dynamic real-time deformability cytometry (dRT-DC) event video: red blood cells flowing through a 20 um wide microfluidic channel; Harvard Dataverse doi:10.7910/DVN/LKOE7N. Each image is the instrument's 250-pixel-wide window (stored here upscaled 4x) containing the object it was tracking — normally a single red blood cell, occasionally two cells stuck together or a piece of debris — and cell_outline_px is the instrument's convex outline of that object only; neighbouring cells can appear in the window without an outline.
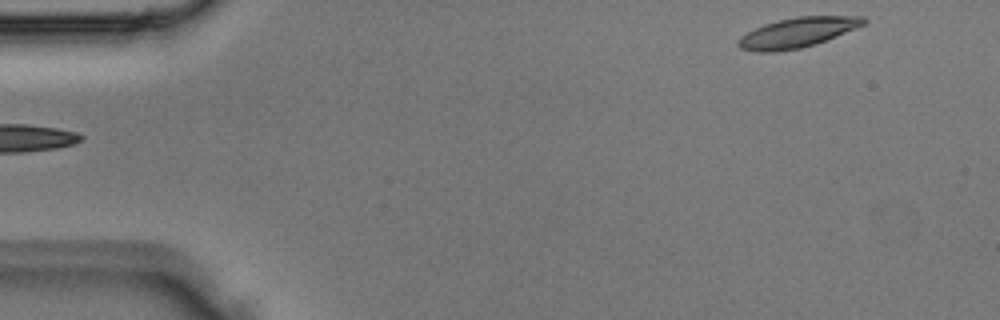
{"species": "Egyptian fruit bat (a non-hibernating species)", "species_latin": "Rousettus aegyptiacus", "temperature_condition": "room temperature", "stored_images_in_passage": 4, "segment_of_instrument_passage": [2, 2], "camera_frame_rate_fps": 3000, "um_per_image_px": 0.085, "animal": {"sex": "male"}, "frame": {"image": 1, "passage_image": 4, "time_ms": 1.0, "image_size_px": [1000, 320], "cell_outline_px": [[868, 20], [864, 24], [856, 28], [816, 44], [800, 48], [776, 52], [756, 52], [740, 48], [736, 44], [736, 40], [740, 36], [764, 24], [796, 16], [864, 16]], "centroid_in_image_um": [67.76, 2.77], "position_along_channel_um": 17.2, "area_um2": 21.85}}